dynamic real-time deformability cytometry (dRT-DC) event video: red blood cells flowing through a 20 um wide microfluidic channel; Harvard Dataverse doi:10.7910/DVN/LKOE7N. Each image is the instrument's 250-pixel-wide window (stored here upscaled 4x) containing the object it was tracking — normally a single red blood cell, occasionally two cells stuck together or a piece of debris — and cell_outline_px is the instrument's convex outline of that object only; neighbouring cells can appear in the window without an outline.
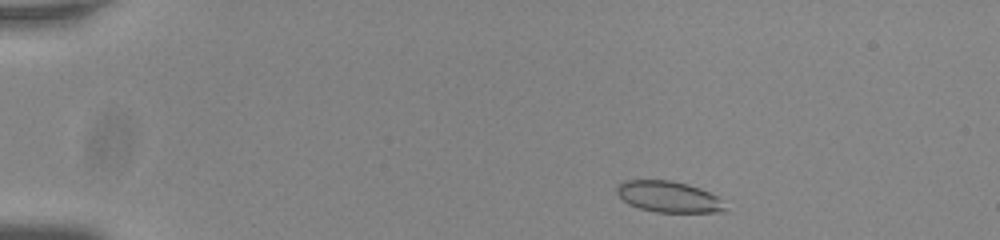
{"species": "common noctule bat (a hibernating species)", "species_latin": "Nyctalus noctula", "temperature_condition": "room temperature", "stored_images_in_passage": 49, "camera_frame_rate_fps": 3000, "um_per_image_px": 0.085, "animal": {"sex": "male", "body_mass_g": 20.0, "forearm_length_mm": 53.3}, "frame": {"image": 1, "passage_image": 3, "time_ms": 0.667, "image_size_px": [1000, 240], "cell_outline_px": [[724, 212], [656, 212], [640, 208], [628, 204], [616, 192], [616, 188], [624, 180], [672, 180], [688, 184], [700, 188], [716, 196], [720, 200], [724, 208]], "centroid_in_image_um": [56.8, 16.71], "position_along_channel_um": 28.2, "area_um2": 19.42}}
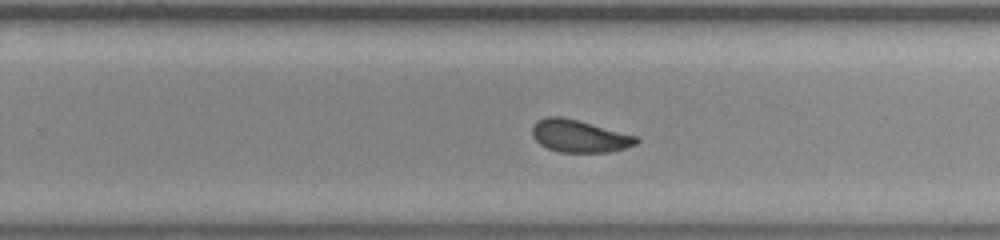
{"frame": {"image": 2, "passage_image": 30, "time_ms": 9.667, "image_size_px": [1000, 240], "cell_outline_px": [[640, 140], [636, 144], [612, 152], [560, 152], [548, 148], [540, 144], [532, 136], [532, 124], [536, 120], [548, 116], [560, 116], [576, 120], [636, 136]], "centroid_in_image_um": [49.2, 11.57], "position_along_channel_um": 280.6, "area_um2": 19.48}}
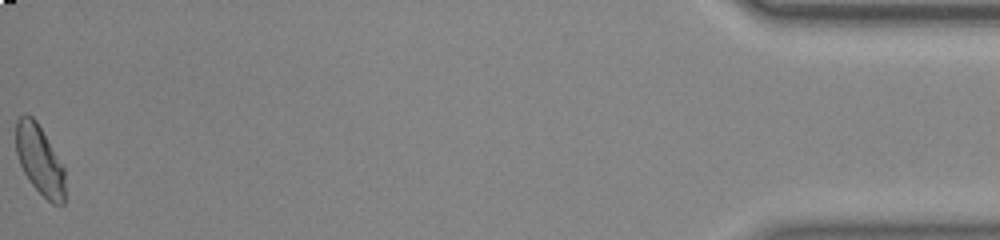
{"frame": {"image": 3, "passage_image": 49, "time_ms": 16.0, "image_size_px": [1000, 240], "cell_outline_px": [[64, 204], [52, 204], [32, 184], [24, 172], [20, 164], [16, 152], [16, 120], [24, 112], [32, 116], [36, 120], [64, 168]], "centroid_in_image_um": [3.35, 13.57], "position_along_channel_um": 431.9, "area_um2": 19.59}, "authors_computed_cell_mechanics": {"area_um2": 19.8832, "velocity_mm_per_s": 3.7713, "shape_relaxation_time_tau1_ms": 10.9959, "shape_relaxation_time_tau2_ms": 1.2915, "deformation_change_tau1": 0.2019, "deformation_change_tau2": 0.0531}}